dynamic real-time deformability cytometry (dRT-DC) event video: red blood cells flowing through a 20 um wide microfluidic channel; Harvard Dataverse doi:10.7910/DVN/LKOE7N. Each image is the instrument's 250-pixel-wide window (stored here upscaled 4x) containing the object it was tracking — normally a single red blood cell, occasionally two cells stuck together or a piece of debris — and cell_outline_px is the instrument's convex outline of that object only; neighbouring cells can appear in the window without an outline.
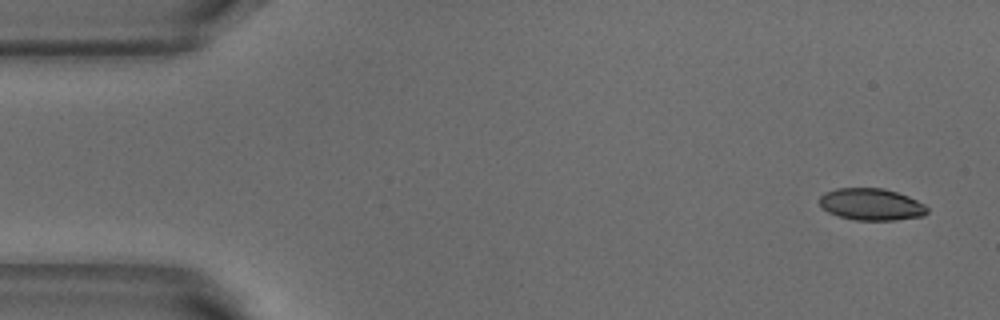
{"species": "common noctule bat (a hibernating species)", "species_latin": "Nyctalus noctula", "temperature_condition": "warm", "stored_images_in_passage": 5, "camera_frame_rate_fps": 3000, "um_per_image_px": 0.085, "animal": {"sex": "male", "body_mass_g": 18.8}, "frame": {"image": 1, "passage_image": 1, "time_ms": 0.0, "image_size_px": [1000, 320], "cell_outline_px": [[928, 212], [924, 216], [896, 220], [852, 220], [828, 212], [820, 204], [820, 196], [824, 192], [836, 188], [884, 188], [908, 196], [924, 204], [928, 208]], "centroid_in_image_um": [74.07, 17.37], "position_along_channel_um": 10.9, "area_um2": 20.06}}
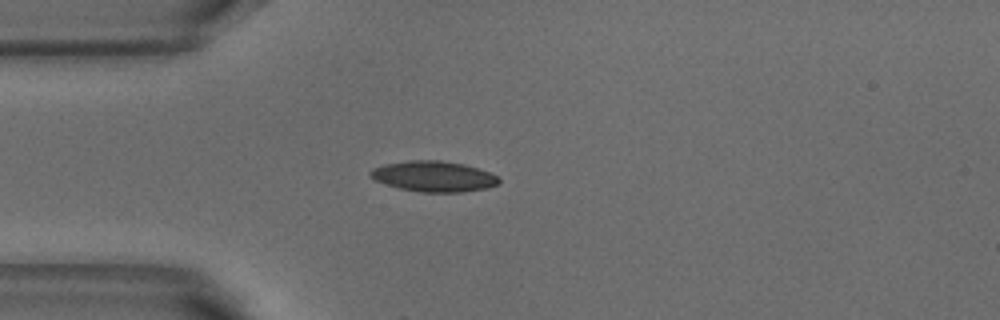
{"frame": {"image": 2, "passage_image": 4, "time_ms": 1.0, "image_size_px": [1000, 320], "cell_outline_px": [[500, 184], [488, 188], [464, 192], [420, 192], [400, 188], [376, 180], [368, 176], [368, 172], [372, 168], [384, 164], [408, 160], [440, 160], [464, 164], [488, 172], [496, 176], [500, 180]], "centroid_in_image_um": [36.86, 14.99], "position_along_channel_um": 48.1, "area_um2": 22.95}}